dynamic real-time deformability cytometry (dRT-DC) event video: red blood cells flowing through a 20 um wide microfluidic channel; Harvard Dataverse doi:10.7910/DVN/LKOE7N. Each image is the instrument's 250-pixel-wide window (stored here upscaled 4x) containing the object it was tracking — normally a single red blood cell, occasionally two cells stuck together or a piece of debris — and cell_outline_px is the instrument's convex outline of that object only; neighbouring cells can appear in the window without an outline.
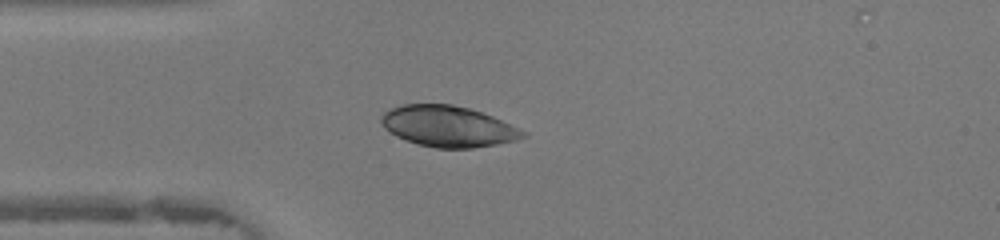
{"species": "human", "species_latin": "Homo sapiens", "temperature_condition": "warm", "stored_images_in_passage": 46, "camera_frame_rate_fps": 3000, "um_per_image_px": 0.085, "donor": {"sex": "female"}, "frame": {"image": 1, "passage_image": 12, "time_ms": 3.667, "image_size_px": [1000, 240], "cell_outline_px": [[528, 136], [516, 140], [496, 144], [472, 148], [436, 148], [420, 144], [396, 136], [384, 128], [380, 120], [380, 116], [384, 112], [392, 108], [404, 104], [452, 104], [468, 108], [492, 116], [528, 132]], "centroid_in_image_um": [38.1, 10.74], "position_along_channel_um": 46.9, "area_um2": 33.64}}
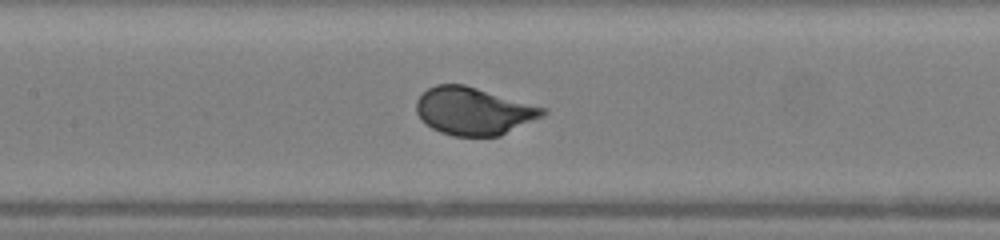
{"frame": {"image": 2, "passage_image": 21, "time_ms": 6.667, "image_size_px": [1000, 240], "cell_outline_px": [[548, 112], [544, 116], [500, 136], [452, 136], [440, 132], [432, 128], [420, 120], [416, 112], [416, 100], [428, 88], [436, 84], [464, 84], [548, 108]], "centroid_in_image_um": [40.27, 9.44], "position_along_channel_um": 167.1, "area_um2": 35.37}}
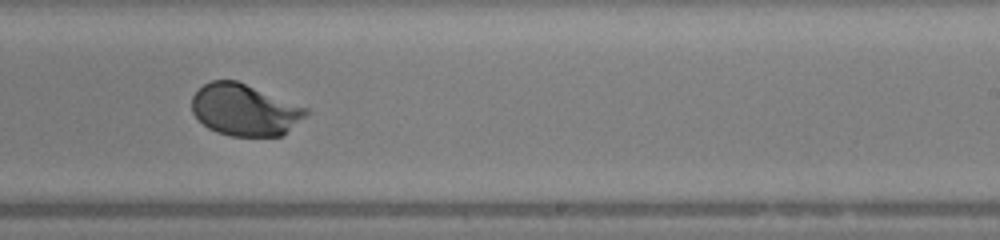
{"frame": {"image": 3, "passage_image": 28, "time_ms": 9.0, "image_size_px": [1000, 240], "cell_outline_px": [[308, 112], [304, 116], [280, 136], [232, 136], [216, 132], [208, 128], [192, 112], [192, 96], [204, 84], [212, 80], [236, 80], [308, 108]], "centroid_in_image_um": [20.76, 9.33], "position_along_channel_um": 268.2, "area_um2": 33.87}, "authors_computed_cell_mechanics": {"area_um2": 34.7089, "velocity_mm_per_s": 4.3472, "shape_relaxation_time_tau1_ms": 2.1855, "shape_relaxation_time_tau2_ms": null, "deformation_change_tau1": 0.1555, "deformation_change_tau2": null}}